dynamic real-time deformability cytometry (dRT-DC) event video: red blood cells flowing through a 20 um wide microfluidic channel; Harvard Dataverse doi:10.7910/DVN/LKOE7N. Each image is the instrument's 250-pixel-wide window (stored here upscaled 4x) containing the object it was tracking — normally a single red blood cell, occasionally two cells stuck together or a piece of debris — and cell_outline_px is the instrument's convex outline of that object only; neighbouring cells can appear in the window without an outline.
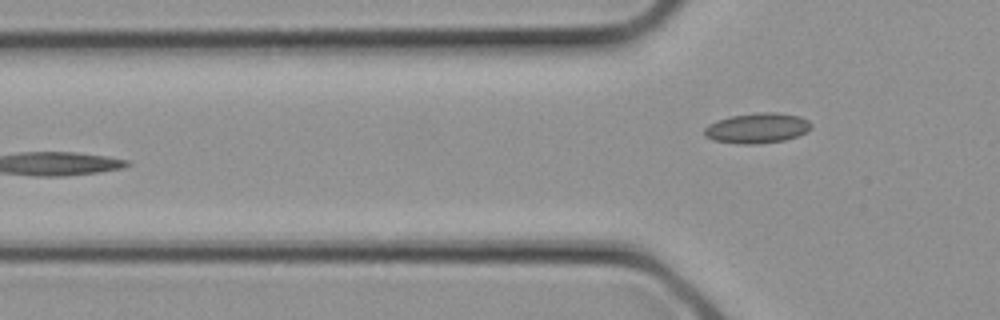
{"species": "common noctule bat (a hibernating species)", "species_latin": "Nyctalus noctula", "temperature_condition": "cold", "stored_images_in_passage": 9, "camera_frame_rate_fps": 3000, "um_per_image_px": 0.085, "animal": {"sex": "female", "body_mass_g": 21.9}, "frame": {"image": 1, "passage_image": 9, "time_ms": 2.667, "image_size_px": [1000, 320], "cell_outline_px": [[812, 128], [808, 132], [784, 140], [756, 144], [740, 144], [712, 140], [704, 136], [704, 128], [708, 124], [716, 120], [732, 116], [760, 112], [776, 112], [800, 116], [808, 120], [812, 124]], "centroid_in_image_um": [64.36, 10.89], "position_along_channel_um": 61.4, "area_um2": 18.96}}